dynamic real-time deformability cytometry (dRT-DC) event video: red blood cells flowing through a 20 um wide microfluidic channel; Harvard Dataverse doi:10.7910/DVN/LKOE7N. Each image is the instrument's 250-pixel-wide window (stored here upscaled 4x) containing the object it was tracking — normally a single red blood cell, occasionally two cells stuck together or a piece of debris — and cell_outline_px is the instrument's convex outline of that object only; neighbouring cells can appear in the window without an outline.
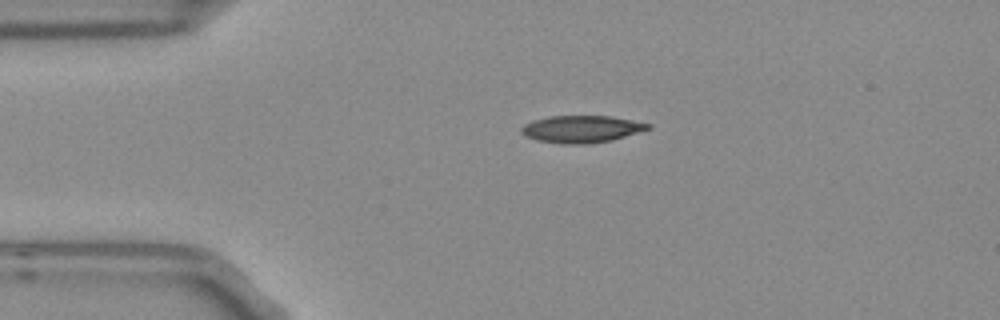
{"species": "Egyptian fruit bat (a non-hibernating species)", "species_latin": "Rousettus aegyptiacus", "temperature_condition": "room temperature", "stored_images_in_passage": 1, "camera_frame_rate_fps": 3000, "um_per_image_px": 0.085, "frame": {"image": 1, "passage_image": 1, "time_ms": 0.0, "image_size_px": [1000, 320], "cell_outline_px": [[652, 128], [612, 140], [588, 144], [564, 144], [536, 140], [524, 136], [520, 132], [520, 128], [524, 124], [532, 120], [548, 116], [608, 116], [652, 124]], "centroid_in_image_um": [49.38, 10.97], "position_along_channel_um": 35.6, "area_um2": 20.11}}